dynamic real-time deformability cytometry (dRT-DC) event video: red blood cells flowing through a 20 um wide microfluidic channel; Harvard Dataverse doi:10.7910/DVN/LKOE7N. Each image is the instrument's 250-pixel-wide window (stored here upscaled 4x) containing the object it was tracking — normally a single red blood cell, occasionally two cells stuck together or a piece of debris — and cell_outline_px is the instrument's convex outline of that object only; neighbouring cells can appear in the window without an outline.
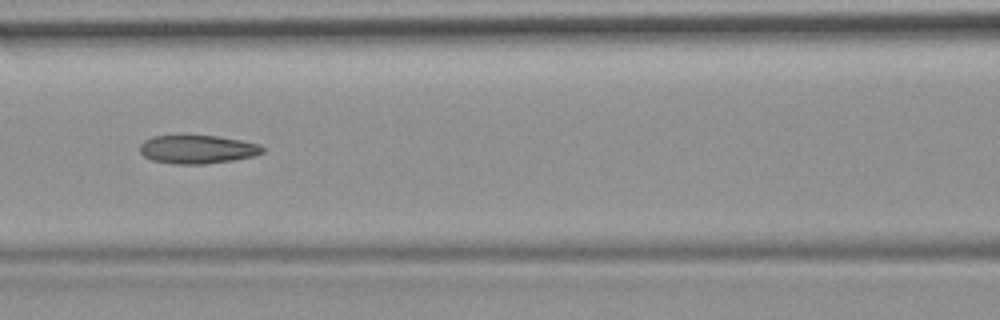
{"species": "common noctule bat (a hibernating species)", "species_latin": "Nyctalus noctula", "temperature_condition": "room temperature", "stored_images_in_passage": 54, "camera_frame_rate_fps": 3000, "um_per_image_px": 0.085, "animal": {"sex": "female", "body_mass_g": 19.9}, "frame": {"image": 1, "passage_image": 24, "time_ms": 7.667, "image_size_px": [1000, 320], "cell_outline_px": [[264, 152], [256, 156], [232, 160], [204, 164], [176, 164], [152, 160], [144, 156], [140, 152], [140, 144], [144, 140], [152, 136], [216, 136], [244, 140], [260, 144], [264, 148]], "centroid_in_image_um": [16.81, 12.69], "position_along_channel_um": 149.8, "area_um2": 20.4}, "authors_computed_cell_mechanics": {"area_um2": 21.097, "velocity_mm_per_s": 3.7539, "shape_relaxation_time_tau1_ms": null, "shape_relaxation_time_tau2_ms": 3.4354, "deformation_change_tau1": null, "deformation_change_tau2": 0.1012}}